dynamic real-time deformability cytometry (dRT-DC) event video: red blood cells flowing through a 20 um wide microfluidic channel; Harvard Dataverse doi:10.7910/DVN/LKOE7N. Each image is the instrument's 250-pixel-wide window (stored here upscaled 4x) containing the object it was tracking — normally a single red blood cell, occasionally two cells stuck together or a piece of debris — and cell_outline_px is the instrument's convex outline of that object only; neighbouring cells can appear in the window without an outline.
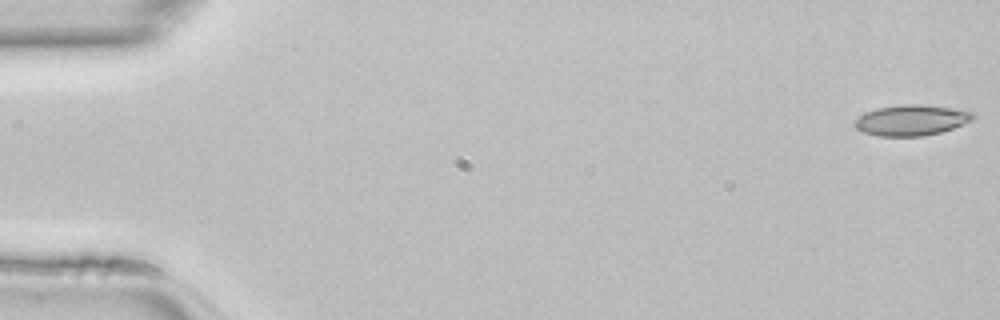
{"species": "common noctule bat (a hibernating species)", "species_latin": "Nyctalus noctula", "temperature_condition": "room temperature", "stored_images_in_passage": 47, "camera_frame_rate_fps": 3000, "um_per_image_px": 0.085, "animal": {"sex": "female", "body_mass_g": 22.7, "forearm_length_mm": 54.2}, "frame": {"image": 1, "passage_image": 1, "time_ms": 0.0, "image_size_px": [1000, 320], "cell_outline_px": [[976, 116], [972, 120], [952, 128], [940, 132], [924, 136], [876, 136], [860, 132], [852, 124], [864, 112], [876, 108], [904, 104], [924, 104], [952, 108], [972, 112]], "centroid_in_image_um": [77.42, 10.22], "position_along_channel_um": 7.6, "area_um2": 21.27}}
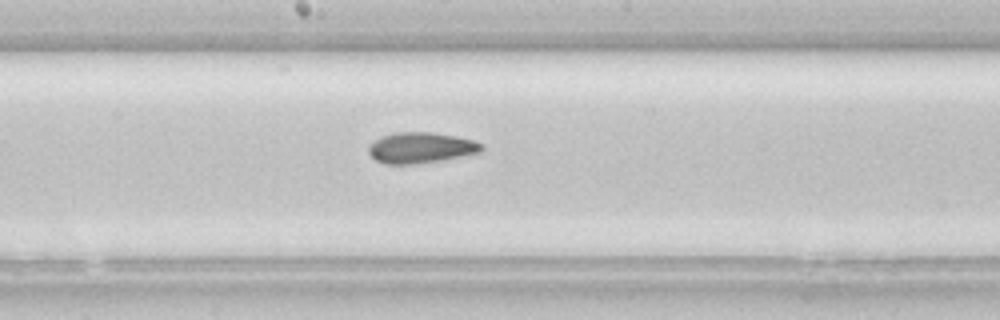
{"frame": {"image": 2, "passage_image": 25, "time_ms": 8.0, "image_size_px": [1000, 320], "cell_outline_px": [[484, 148], [480, 152], [440, 160], [416, 164], [384, 164], [376, 160], [368, 152], [368, 148], [380, 136], [396, 132], [432, 132], [456, 136], [472, 140], [484, 144]], "centroid_in_image_um": [35.77, 12.55], "position_along_channel_um": 212.4, "area_um2": 20.17}}
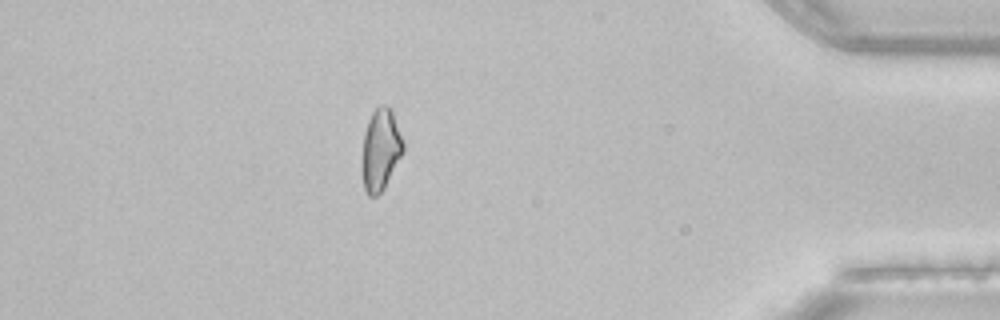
{"frame": {"image": 3, "passage_image": 41, "time_ms": 13.333, "image_size_px": [1000, 320], "cell_outline_px": [[404, 152], [384, 188], [376, 196], [368, 196], [364, 188], [364, 132], [368, 120], [372, 112], [380, 104], [384, 104], [392, 108], [404, 144]], "centroid_in_image_um": [32.4, 12.67], "position_along_channel_um": 402.8, "area_um2": 19.25}}